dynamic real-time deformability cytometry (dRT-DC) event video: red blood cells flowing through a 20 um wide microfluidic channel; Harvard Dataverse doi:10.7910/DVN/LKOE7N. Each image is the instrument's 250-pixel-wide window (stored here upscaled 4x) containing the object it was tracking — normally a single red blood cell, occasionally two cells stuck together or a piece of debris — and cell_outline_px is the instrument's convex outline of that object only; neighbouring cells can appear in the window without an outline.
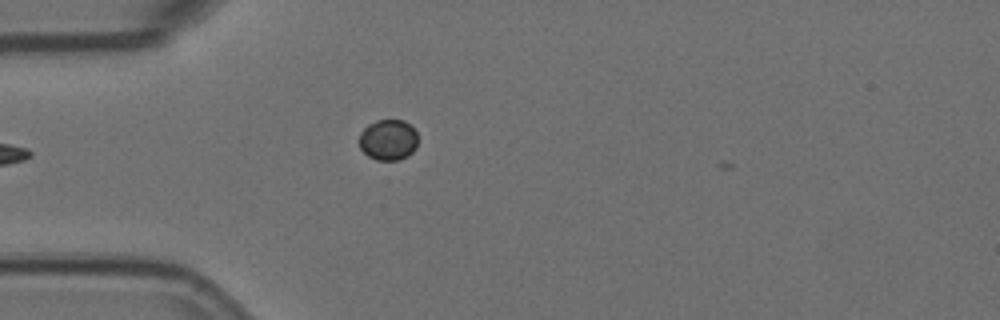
{"species": "Egyptian fruit bat (a non-hibernating species)", "species_latin": "Rousettus aegyptiacus", "temperature_condition": "room temperature", "stored_images_in_passage": 2, "camera_frame_rate_fps": 3000, "um_per_image_px": 0.085, "animal": {"sex": "female"}, "frame": {"image": 1, "passage_image": 2, "time_ms": 0.333, "image_size_px": [1000, 320], "cell_outline_px": [[416, 148], [408, 156], [400, 160], [376, 160], [368, 156], [360, 148], [360, 132], [368, 124], [376, 120], [404, 120], [416, 132]], "centroid_in_image_um": [32.99, 11.89], "position_along_channel_um": 52.0, "area_um2": 13.93}}